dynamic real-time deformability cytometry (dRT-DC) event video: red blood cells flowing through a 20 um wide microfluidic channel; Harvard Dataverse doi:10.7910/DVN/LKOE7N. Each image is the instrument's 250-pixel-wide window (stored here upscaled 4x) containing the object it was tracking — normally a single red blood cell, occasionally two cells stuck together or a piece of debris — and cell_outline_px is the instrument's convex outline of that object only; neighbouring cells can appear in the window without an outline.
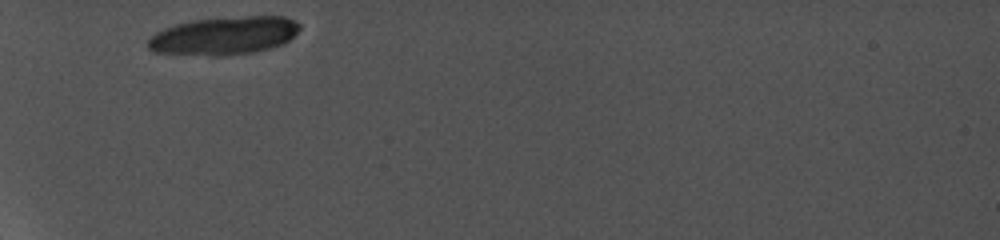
{"species": "common noctule bat (a hibernating species)", "species_latin": "Nyctalus noctula", "temperature_condition": "cold", "stored_images_in_passage": 1, "camera_frame_rate_fps": 5000, "um_per_image_px": 0.085, "animal": {"sex": "female", "body_mass_g": 19.0, "forearm_length_mm": 56.7}, "frame": {"image": 1, "passage_image": 1, "time_ms": 0.0, "image_size_px": [1000, 240], "cell_outline_px": [[300, 28], [288, 40], [280, 44], [256, 52], [220, 56], [216, 56], [156, 52], [148, 48], [148, 40], [156, 32], [164, 28], [176, 24], [192, 20], [248, 16], [284, 16], [300, 24]], "centroid_in_image_um": [19.04, 3.03], "position_along_channel_um": 66.0, "area_um2": 33.29}}